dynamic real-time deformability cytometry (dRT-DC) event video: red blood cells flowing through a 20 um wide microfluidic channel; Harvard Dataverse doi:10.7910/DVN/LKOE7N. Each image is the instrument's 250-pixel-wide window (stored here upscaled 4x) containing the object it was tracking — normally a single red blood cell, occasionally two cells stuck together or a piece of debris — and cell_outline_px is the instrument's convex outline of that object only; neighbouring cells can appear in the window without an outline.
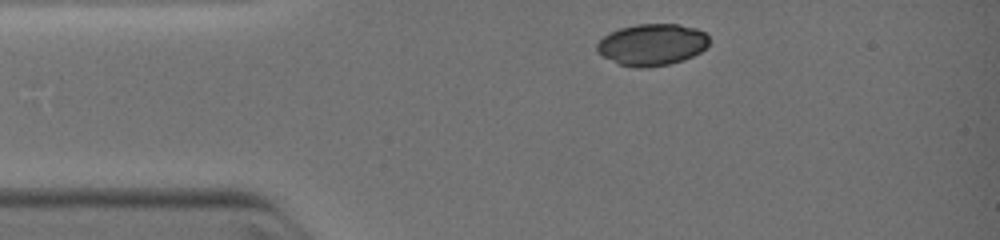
{"species": "common noctule bat (a hibernating species)", "species_latin": "Nyctalus noctula", "temperature_condition": "warm", "stored_images_in_passage": 30, "camera_frame_rate_fps": 3000, "um_per_image_px": 0.085, "animal": {"sex": "female", "body_mass_g": 19.0, "forearm_length_mm": 51.5}, "frame": {"image": 1, "passage_image": 1, "time_ms": 0.0, "image_size_px": [1000, 240], "cell_outline_px": [[708, 44], [700, 52], [692, 56], [668, 64], [648, 68], [636, 68], [620, 64], [596, 52], [596, 44], [608, 32], [620, 28], [636, 24], [680, 24], [696, 28], [704, 32], [708, 36]], "centroid_in_image_um": [55.4, 3.78], "position_along_channel_um": 29.6, "area_um2": 27.17}}
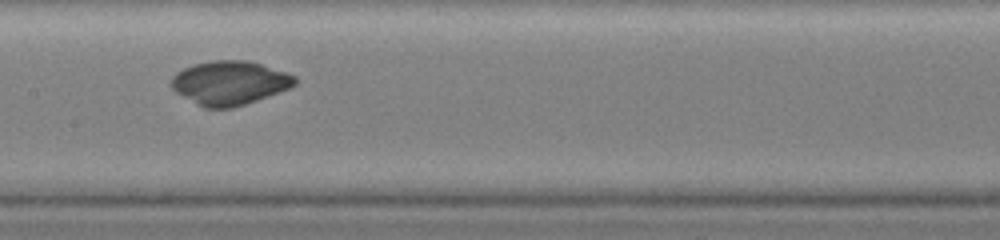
{"frame": {"image": 2, "passage_image": 13, "time_ms": 4.0, "image_size_px": [1000, 240], "cell_outline_px": [[296, 84], [288, 88], [256, 100], [232, 108], [204, 108], [176, 92], [172, 88], [172, 76], [176, 72], [184, 68], [196, 64], [212, 60], [248, 60], [288, 72], [296, 76]], "centroid_in_image_um": [19.52, 7.03], "position_along_channel_um": 187.9, "area_um2": 31.39}}
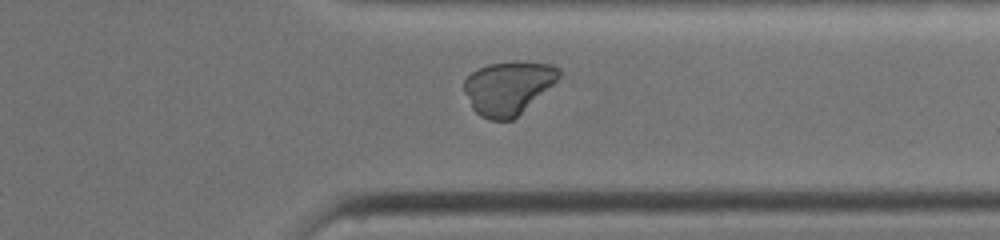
{"frame": {"image": 3, "passage_image": 24, "time_ms": 7.667, "image_size_px": [1000, 240], "cell_outline_px": [[560, 76], [552, 84], [512, 120], [488, 120], [480, 116], [472, 108], [464, 92], [464, 80], [472, 72], [488, 64], [512, 60], [524, 60], [552, 64], [560, 68]], "centroid_in_image_um": [43.18, 7.42], "position_along_channel_um": 368.2, "area_um2": 29.42}}